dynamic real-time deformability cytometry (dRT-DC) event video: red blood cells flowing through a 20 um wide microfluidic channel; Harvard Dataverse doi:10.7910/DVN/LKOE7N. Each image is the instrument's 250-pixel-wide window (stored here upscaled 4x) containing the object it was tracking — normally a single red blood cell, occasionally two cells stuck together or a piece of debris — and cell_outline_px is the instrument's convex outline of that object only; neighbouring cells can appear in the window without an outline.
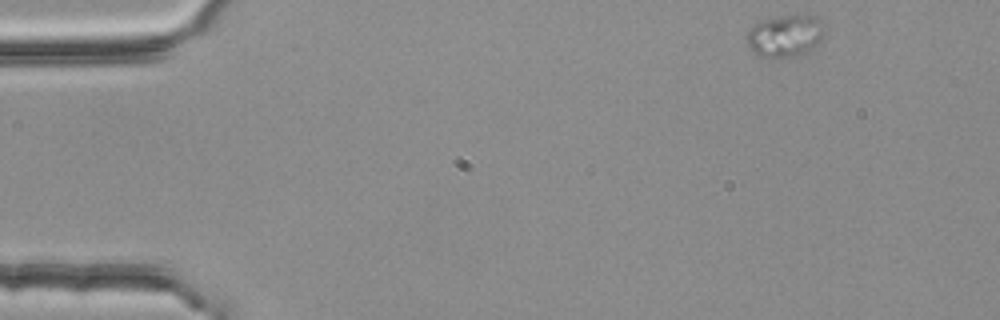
{"species": "common noctule bat (a hibernating species)", "species_latin": "Nyctalus noctula", "temperature_condition": "room temperature", "stored_images_in_passage": 50, "camera_frame_rate_fps": 3000, "um_per_image_px": 0.085, "animal": {"sex": "female", "body_mass_g": 25.1}, "frame": {"image": 1, "passage_image": 1, "time_ms": 0.0, "image_size_px": [1000, 320], "cell_outline_px": [[824, 32], [816, 48], [808, 52], [792, 56], [760, 56], [752, 52], [748, 44], [748, 32], [760, 20], [780, 16], [816, 16], [824, 24]], "centroid_in_image_um": [66.78, 3.04], "position_along_channel_um": 18.2, "area_um2": 18.73}}
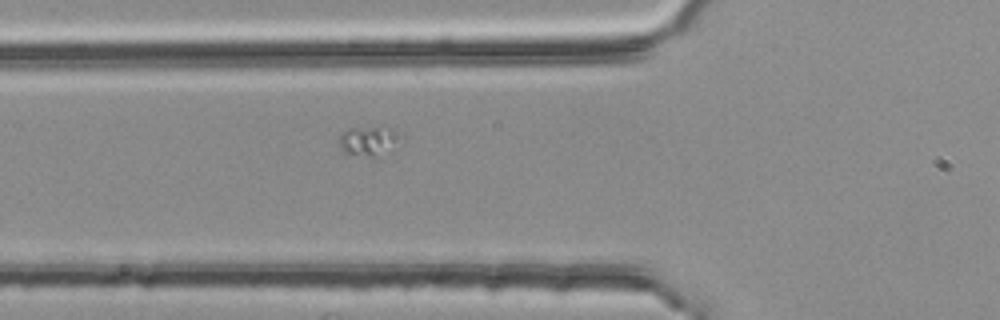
{"frame": {"image": 2, "passage_image": 15, "time_ms": 4.667, "image_size_px": [1000, 320], "cell_outline_px": [[404, 136], [372, 156], [348, 152], [336, 140], [348, 128], [384, 124], [388, 124]], "centroid_in_image_um": [31.34, 11.81], "position_along_channel_um": 94.5, "area_um2": 10.12}}
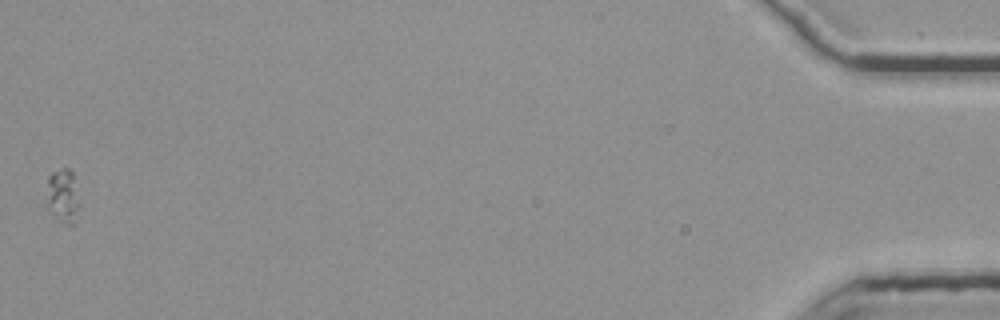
{"frame": {"image": 3, "passage_image": 50, "time_ms": 16.333, "image_size_px": [1000, 320], "cell_outline_px": [[80, 204], [72, 224], [68, 224], [56, 220], [44, 204], [48, 176], [52, 172], [64, 168], [68, 168], [72, 172]], "centroid_in_image_um": [5.28, 16.66], "position_along_channel_um": 429.9, "area_um2": 10.58}}